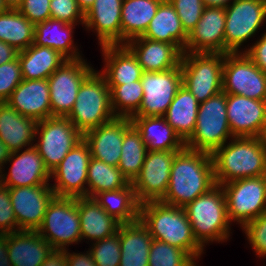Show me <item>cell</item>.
<instances>
[{"label":"cell","mask_w":266,"mask_h":266,"mask_svg":"<svg viewBox=\"0 0 266 266\" xmlns=\"http://www.w3.org/2000/svg\"><path fill=\"white\" fill-rule=\"evenodd\" d=\"M212 154L216 185L265 175L266 148L260 137H233Z\"/></svg>","instance_id":"3"},{"label":"cell","mask_w":266,"mask_h":266,"mask_svg":"<svg viewBox=\"0 0 266 266\" xmlns=\"http://www.w3.org/2000/svg\"><path fill=\"white\" fill-rule=\"evenodd\" d=\"M35 25L17 9L0 14V41L22 51L34 43Z\"/></svg>","instance_id":"37"},{"label":"cell","mask_w":266,"mask_h":266,"mask_svg":"<svg viewBox=\"0 0 266 266\" xmlns=\"http://www.w3.org/2000/svg\"><path fill=\"white\" fill-rule=\"evenodd\" d=\"M226 198L229 220L242 227L266 211L265 175L237 179L221 185Z\"/></svg>","instance_id":"10"},{"label":"cell","mask_w":266,"mask_h":266,"mask_svg":"<svg viewBox=\"0 0 266 266\" xmlns=\"http://www.w3.org/2000/svg\"><path fill=\"white\" fill-rule=\"evenodd\" d=\"M222 91L255 100H266V74L245 54H224Z\"/></svg>","instance_id":"11"},{"label":"cell","mask_w":266,"mask_h":266,"mask_svg":"<svg viewBox=\"0 0 266 266\" xmlns=\"http://www.w3.org/2000/svg\"><path fill=\"white\" fill-rule=\"evenodd\" d=\"M226 106L233 137H261L266 125V100L226 94Z\"/></svg>","instance_id":"18"},{"label":"cell","mask_w":266,"mask_h":266,"mask_svg":"<svg viewBox=\"0 0 266 266\" xmlns=\"http://www.w3.org/2000/svg\"><path fill=\"white\" fill-rule=\"evenodd\" d=\"M147 153L141 133L132 124L124 134L122 152L118 164L121 173L132 182L139 174Z\"/></svg>","instance_id":"39"},{"label":"cell","mask_w":266,"mask_h":266,"mask_svg":"<svg viewBox=\"0 0 266 266\" xmlns=\"http://www.w3.org/2000/svg\"><path fill=\"white\" fill-rule=\"evenodd\" d=\"M142 37L153 41L174 44L184 52L188 34L185 32L177 12L168 0H164L150 21Z\"/></svg>","instance_id":"30"},{"label":"cell","mask_w":266,"mask_h":266,"mask_svg":"<svg viewBox=\"0 0 266 266\" xmlns=\"http://www.w3.org/2000/svg\"><path fill=\"white\" fill-rule=\"evenodd\" d=\"M215 185L211 154L185 147L175 155L168 189L160 201L184 208Z\"/></svg>","instance_id":"1"},{"label":"cell","mask_w":266,"mask_h":266,"mask_svg":"<svg viewBox=\"0 0 266 266\" xmlns=\"http://www.w3.org/2000/svg\"><path fill=\"white\" fill-rule=\"evenodd\" d=\"M90 252L96 266H119L121 257L119 234L96 241Z\"/></svg>","instance_id":"42"},{"label":"cell","mask_w":266,"mask_h":266,"mask_svg":"<svg viewBox=\"0 0 266 266\" xmlns=\"http://www.w3.org/2000/svg\"><path fill=\"white\" fill-rule=\"evenodd\" d=\"M117 233L121 248L119 266H148L153 238L141 220L120 224Z\"/></svg>","instance_id":"27"},{"label":"cell","mask_w":266,"mask_h":266,"mask_svg":"<svg viewBox=\"0 0 266 266\" xmlns=\"http://www.w3.org/2000/svg\"><path fill=\"white\" fill-rule=\"evenodd\" d=\"M67 118L82 134L116 118L111 107L110 89L101 73L93 70L85 78Z\"/></svg>","instance_id":"5"},{"label":"cell","mask_w":266,"mask_h":266,"mask_svg":"<svg viewBox=\"0 0 266 266\" xmlns=\"http://www.w3.org/2000/svg\"><path fill=\"white\" fill-rule=\"evenodd\" d=\"M143 99L134 116H164L182 86L181 65L163 72H143Z\"/></svg>","instance_id":"14"},{"label":"cell","mask_w":266,"mask_h":266,"mask_svg":"<svg viewBox=\"0 0 266 266\" xmlns=\"http://www.w3.org/2000/svg\"><path fill=\"white\" fill-rule=\"evenodd\" d=\"M49 92L47 79L22 80L6 102L22 116L38 122L51 117Z\"/></svg>","instance_id":"22"},{"label":"cell","mask_w":266,"mask_h":266,"mask_svg":"<svg viewBox=\"0 0 266 266\" xmlns=\"http://www.w3.org/2000/svg\"><path fill=\"white\" fill-rule=\"evenodd\" d=\"M23 0H3L5 6L8 9H17Z\"/></svg>","instance_id":"57"},{"label":"cell","mask_w":266,"mask_h":266,"mask_svg":"<svg viewBox=\"0 0 266 266\" xmlns=\"http://www.w3.org/2000/svg\"><path fill=\"white\" fill-rule=\"evenodd\" d=\"M35 134H40V141L34 147L50 172L83 139V134L73 123L67 117L60 116L38 121Z\"/></svg>","instance_id":"9"},{"label":"cell","mask_w":266,"mask_h":266,"mask_svg":"<svg viewBox=\"0 0 266 266\" xmlns=\"http://www.w3.org/2000/svg\"><path fill=\"white\" fill-rule=\"evenodd\" d=\"M10 154L11 152L8 150L5 144L0 140V171L2 169L1 167L3 166L2 164L8 161Z\"/></svg>","instance_id":"55"},{"label":"cell","mask_w":266,"mask_h":266,"mask_svg":"<svg viewBox=\"0 0 266 266\" xmlns=\"http://www.w3.org/2000/svg\"><path fill=\"white\" fill-rule=\"evenodd\" d=\"M129 180L121 173L118 167L91 157L87 171V197L93 198L96 194L125 188Z\"/></svg>","instance_id":"38"},{"label":"cell","mask_w":266,"mask_h":266,"mask_svg":"<svg viewBox=\"0 0 266 266\" xmlns=\"http://www.w3.org/2000/svg\"><path fill=\"white\" fill-rule=\"evenodd\" d=\"M225 8L204 7L201 19L188 35L184 52L225 54Z\"/></svg>","instance_id":"19"},{"label":"cell","mask_w":266,"mask_h":266,"mask_svg":"<svg viewBox=\"0 0 266 266\" xmlns=\"http://www.w3.org/2000/svg\"><path fill=\"white\" fill-rule=\"evenodd\" d=\"M260 138L262 139L263 145L266 148V125L264 127V130H263L262 135H261Z\"/></svg>","instance_id":"58"},{"label":"cell","mask_w":266,"mask_h":266,"mask_svg":"<svg viewBox=\"0 0 266 266\" xmlns=\"http://www.w3.org/2000/svg\"><path fill=\"white\" fill-rule=\"evenodd\" d=\"M132 125L131 118L116 117L108 123L92 128L83 134L91 157L117 167L125 131Z\"/></svg>","instance_id":"20"},{"label":"cell","mask_w":266,"mask_h":266,"mask_svg":"<svg viewBox=\"0 0 266 266\" xmlns=\"http://www.w3.org/2000/svg\"><path fill=\"white\" fill-rule=\"evenodd\" d=\"M23 80L48 79L68 59L47 46L35 45L18 52Z\"/></svg>","instance_id":"32"},{"label":"cell","mask_w":266,"mask_h":266,"mask_svg":"<svg viewBox=\"0 0 266 266\" xmlns=\"http://www.w3.org/2000/svg\"><path fill=\"white\" fill-rule=\"evenodd\" d=\"M93 198L121 224L139 220L140 203L137 201L131 182L125 188L104 191L96 194Z\"/></svg>","instance_id":"35"},{"label":"cell","mask_w":266,"mask_h":266,"mask_svg":"<svg viewBox=\"0 0 266 266\" xmlns=\"http://www.w3.org/2000/svg\"><path fill=\"white\" fill-rule=\"evenodd\" d=\"M15 226L17 222L10 200L9 187L0 183V233L17 232Z\"/></svg>","instance_id":"47"},{"label":"cell","mask_w":266,"mask_h":266,"mask_svg":"<svg viewBox=\"0 0 266 266\" xmlns=\"http://www.w3.org/2000/svg\"><path fill=\"white\" fill-rule=\"evenodd\" d=\"M8 8L5 6L3 0H0V14L5 12Z\"/></svg>","instance_id":"59"},{"label":"cell","mask_w":266,"mask_h":266,"mask_svg":"<svg viewBox=\"0 0 266 266\" xmlns=\"http://www.w3.org/2000/svg\"><path fill=\"white\" fill-rule=\"evenodd\" d=\"M205 7L226 8L230 0H202Z\"/></svg>","instance_id":"54"},{"label":"cell","mask_w":266,"mask_h":266,"mask_svg":"<svg viewBox=\"0 0 266 266\" xmlns=\"http://www.w3.org/2000/svg\"><path fill=\"white\" fill-rule=\"evenodd\" d=\"M37 232L53 249H65L67 244L80 241L78 198L55 196L49 203Z\"/></svg>","instance_id":"8"},{"label":"cell","mask_w":266,"mask_h":266,"mask_svg":"<svg viewBox=\"0 0 266 266\" xmlns=\"http://www.w3.org/2000/svg\"><path fill=\"white\" fill-rule=\"evenodd\" d=\"M180 18L185 32L189 35L201 19L204 4L202 0H168Z\"/></svg>","instance_id":"43"},{"label":"cell","mask_w":266,"mask_h":266,"mask_svg":"<svg viewBox=\"0 0 266 266\" xmlns=\"http://www.w3.org/2000/svg\"><path fill=\"white\" fill-rule=\"evenodd\" d=\"M77 1L80 9L83 11L84 14L91 8L93 3L95 2V0H77Z\"/></svg>","instance_id":"56"},{"label":"cell","mask_w":266,"mask_h":266,"mask_svg":"<svg viewBox=\"0 0 266 266\" xmlns=\"http://www.w3.org/2000/svg\"><path fill=\"white\" fill-rule=\"evenodd\" d=\"M66 250L67 256V266H96V263L93 261L91 252L87 254H70Z\"/></svg>","instance_id":"50"},{"label":"cell","mask_w":266,"mask_h":266,"mask_svg":"<svg viewBox=\"0 0 266 266\" xmlns=\"http://www.w3.org/2000/svg\"><path fill=\"white\" fill-rule=\"evenodd\" d=\"M243 230L257 255L266 256V211L254 220L247 222Z\"/></svg>","instance_id":"46"},{"label":"cell","mask_w":266,"mask_h":266,"mask_svg":"<svg viewBox=\"0 0 266 266\" xmlns=\"http://www.w3.org/2000/svg\"><path fill=\"white\" fill-rule=\"evenodd\" d=\"M198 108L197 99L182 85L163 116L184 142L193 134Z\"/></svg>","instance_id":"34"},{"label":"cell","mask_w":266,"mask_h":266,"mask_svg":"<svg viewBox=\"0 0 266 266\" xmlns=\"http://www.w3.org/2000/svg\"><path fill=\"white\" fill-rule=\"evenodd\" d=\"M22 80L18 56L14 60L0 65V102H6Z\"/></svg>","instance_id":"44"},{"label":"cell","mask_w":266,"mask_h":266,"mask_svg":"<svg viewBox=\"0 0 266 266\" xmlns=\"http://www.w3.org/2000/svg\"><path fill=\"white\" fill-rule=\"evenodd\" d=\"M225 54L238 52L266 18V0H234L225 8Z\"/></svg>","instance_id":"13"},{"label":"cell","mask_w":266,"mask_h":266,"mask_svg":"<svg viewBox=\"0 0 266 266\" xmlns=\"http://www.w3.org/2000/svg\"><path fill=\"white\" fill-rule=\"evenodd\" d=\"M143 93L141 80L114 86L110 90V96L112 111L116 117L132 118L139 110Z\"/></svg>","instance_id":"40"},{"label":"cell","mask_w":266,"mask_h":266,"mask_svg":"<svg viewBox=\"0 0 266 266\" xmlns=\"http://www.w3.org/2000/svg\"><path fill=\"white\" fill-rule=\"evenodd\" d=\"M73 25L75 26V24H67L52 18L38 23L35 25L34 44L52 48L67 59H79L81 56L72 45Z\"/></svg>","instance_id":"36"},{"label":"cell","mask_w":266,"mask_h":266,"mask_svg":"<svg viewBox=\"0 0 266 266\" xmlns=\"http://www.w3.org/2000/svg\"><path fill=\"white\" fill-rule=\"evenodd\" d=\"M41 266H67L65 249H52Z\"/></svg>","instance_id":"51"},{"label":"cell","mask_w":266,"mask_h":266,"mask_svg":"<svg viewBox=\"0 0 266 266\" xmlns=\"http://www.w3.org/2000/svg\"><path fill=\"white\" fill-rule=\"evenodd\" d=\"M92 71L93 68L81 58L68 59L48 77L51 116L67 117L70 114L80 85Z\"/></svg>","instance_id":"12"},{"label":"cell","mask_w":266,"mask_h":266,"mask_svg":"<svg viewBox=\"0 0 266 266\" xmlns=\"http://www.w3.org/2000/svg\"><path fill=\"white\" fill-rule=\"evenodd\" d=\"M81 239L102 240L115 235L120 222L90 197H78Z\"/></svg>","instance_id":"31"},{"label":"cell","mask_w":266,"mask_h":266,"mask_svg":"<svg viewBox=\"0 0 266 266\" xmlns=\"http://www.w3.org/2000/svg\"><path fill=\"white\" fill-rule=\"evenodd\" d=\"M17 231H37L51 200L56 196L49 184L9 188ZM19 226V227H18Z\"/></svg>","instance_id":"17"},{"label":"cell","mask_w":266,"mask_h":266,"mask_svg":"<svg viewBox=\"0 0 266 266\" xmlns=\"http://www.w3.org/2000/svg\"><path fill=\"white\" fill-rule=\"evenodd\" d=\"M7 234L0 233V266H12L8 257Z\"/></svg>","instance_id":"53"},{"label":"cell","mask_w":266,"mask_h":266,"mask_svg":"<svg viewBox=\"0 0 266 266\" xmlns=\"http://www.w3.org/2000/svg\"><path fill=\"white\" fill-rule=\"evenodd\" d=\"M223 53L183 52L181 57L182 85L199 103L222 92Z\"/></svg>","instance_id":"7"},{"label":"cell","mask_w":266,"mask_h":266,"mask_svg":"<svg viewBox=\"0 0 266 266\" xmlns=\"http://www.w3.org/2000/svg\"><path fill=\"white\" fill-rule=\"evenodd\" d=\"M245 54L266 74V33Z\"/></svg>","instance_id":"49"},{"label":"cell","mask_w":266,"mask_h":266,"mask_svg":"<svg viewBox=\"0 0 266 266\" xmlns=\"http://www.w3.org/2000/svg\"><path fill=\"white\" fill-rule=\"evenodd\" d=\"M91 159L90 148L82 139L64 157L61 163L51 171L56 178L52 190L58 197H87V171Z\"/></svg>","instance_id":"16"},{"label":"cell","mask_w":266,"mask_h":266,"mask_svg":"<svg viewBox=\"0 0 266 266\" xmlns=\"http://www.w3.org/2000/svg\"><path fill=\"white\" fill-rule=\"evenodd\" d=\"M184 209L192 226L193 236L202 247L210 240L220 242L229 237L230 220L221 185H215Z\"/></svg>","instance_id":"4"},{"label":"cell","mask_w":266,"mask_h":266,"mask_svg":"<svg viewBox=\"0 0 266 266\" xmlns=\"http://www.w3.org/2000/svg\"><path fill=\"white\" fill-rule=\"evenodd\" d=\"M50 14L52 19L67 24H75L78 18L84 24L85 14L77 0H50Z\"/></svg>","instance_id":"45"},{"label":"cell","mask_w":266,"mask_h":266,"mask_svg":"<svg viewBox=\"0 0 266 266\" xmlns=\"http://www.w3.org/2000/svg\"><path fill=\"white\" fill-rule=\"evenodd\" d=\"M7 242L12 266H41L53 249L37 231L7 233Z\"/></svg>","instance_id":"25"},{"label":"cell","mask_w":266,"mask_h":266,"mask_svg":"<svg viewBox=\"0 0 266 266\" xmlns=\"http://www.w3.org/2000/svg\"><path fill=\"white\" fill-rule=\"evenodd\" d=\"M143 166L131 182L137 201H160L167 192L172 162L179 151H148Z\"/></svg>","instance_id":"15"},{"label":"cell","mask_w":266,"mask_h":266,"mask_svg":"<svg viewBox=\"0 0 266 266\" xmlns=\"http://www.w3.org/2000/svg\"><path fill=\"white\" fill-rule=\"evenodd\" d=\"M139 219L153 239L184 250L194 260L201 255L203 247L193 236L184 208L161 201H148L140 204Z\"/></svg>","instance_id":"2"},{"label":"cell","mask_w":266,"mask_h":266,"mask_svg":"<svg viewBox=\"0 0 266 266\" xmlns=\"http://www.w3.org/2000/svg\"><path fill=\"white\" fill-rule=\"evenodd\" d=\"M123 0H95L85 13L84 24L97 31L101 46L121 44Z\"/></svg>","instance_id":"24"},{"label":"cell","mask_w":266,"mask_h":266,"mask_svg":"<svg viewBox=\"0 0 266 266\" xmlns=\"http://www.w3.org/2000/svg\"><path fill=\"white\" fill-rule=\"evenodd\" d=\"M132 124L141 133L147 151H181L185 142L163 116H133Z\"/></svg>","instance_id":"29"},{"label":"cell","mask_w":266,"mask_h":266,"mask_svg":"<svg viewBox=\"0 0 266 266\" xmlns=\"http://www.w3.org/2000/svg\"><path fill=\"white\" fill-rule=\"evenodd\" d=\"M229 136L233 137L227 119L226 93L222 91L199 103L195 129L185 146L212 154Z\"/></svg>","instance_id":"6"},{"label":"cell","mask_w":266,"mask_h":266,"mask_svg":"<svg viewBox=\"0 0 266 266\" xmlns=\"http://www.w3.org/2000/svg\"><path fill=\"white\" fill-rule=\"evenodd\" d=\"M37 121L22 116L7 102H0V140L8 150L20 151L36 136Z\"/></svg>","instance_id":"28"},{"label":"cell","mask_w":266,"mask_h":266,"mask_svg":"<svg viewBox=\"0 0 266 266\" xmlns=\"http://www.w3.org/2000/svg\"><path fill=\"white\" fill-rule=\"evenodd\" d=\"M106 67L101 74L111 90L116 85H123L141 80L143 69L136 57L125 45L101 46Z\"/></svg>","instance_id":"26"},{"label":"cell","mask_w":266,"mask_h":266,"mask_svg":"<svg viewBox=\"0 0 266 266\" xmlns=\"http://www.w3.org/2000/svg\"><path fill=\"white\" fill-rule=\"evenodd\" d=\"M18 52L13 46L0 41V65L14 60Z\"/></svg>","instance_id":"52"},{"label":"cell","mask_w":266,"mask_h":266,"mask_svg":"<svg viewBox=\"0 0 266 266\" xmlns=\"http://www.w3.org/2000/svg\"><path fill=\"white\" fill-rule=\"evenodd\" d=\"M148 266H196L194 259L184 250L153 239Z\"/></svg>","instance_id":"41"},{"label":"cell","mask_w":266,"mask_h":266,"mask_svg":"<svg viewBox=\"0 0 266 266\" xmlns=\"http://www.w3.org/2000/svg\"><path fill=\"white\" fill-rule=\"evenodd\" d=\"M17 10L34 25L51 18L50 0H23Z\"/></svg>","instance_id":"48"},{"label":"cell","mask_w":266,"mask_h":266,"mask_svg":"<svg viewBox=\"0 0 266 266\" xmlns=\"http://www.w3.org/2000/svg\"><path fill=\"white\" fill-rule=\"evenodd\" d=\"M164 0H123L121 10V45L142 36Z\"/></svg>","instance_id":"33"},{"label":"cell","mask_w":266,"mask_h":266,"mask_svg":"<svg viewBox=\"0 0 266 266\" xmlns=\"http://www.w3.org/2000/svg\"><path fill=\"white\" fill-rule=\"evenodd\" d=\"M18 151L12 152L8 161L13 160L7 177L1 175V183L9 188L22 186H37L47 183L51 178V172L45 166L43 159L34 145L28 147L21 154ZM4 177V178H3Z\"/></svg>","instance_id":"23"},{"label":"cell","mask_w":266,"mask_h":266,"mask_svg":"<svg viewBox=\"0 0 266 266\" xmlns=\"http://www.w3.org/2000/svg\"><path fill=\"white\" fill-rule=\"evenodd\" d=\"M124 45L136 57L143 72H163L181 63L182 52L174 44L139 36L124 42Z\"/></svg>","instance_id":"21"}]
</instances>
